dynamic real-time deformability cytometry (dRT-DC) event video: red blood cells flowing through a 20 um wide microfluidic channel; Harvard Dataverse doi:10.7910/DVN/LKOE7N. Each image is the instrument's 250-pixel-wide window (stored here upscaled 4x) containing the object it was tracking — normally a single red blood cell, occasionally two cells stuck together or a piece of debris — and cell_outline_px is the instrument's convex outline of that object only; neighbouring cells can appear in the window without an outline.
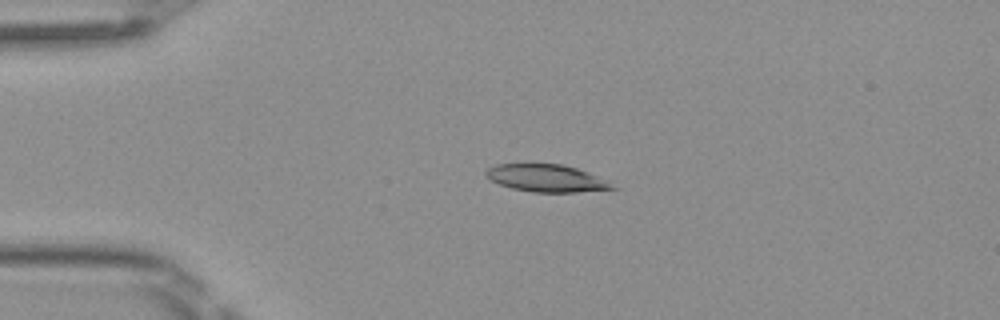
{"species": "Egyptian fruit bat (a non-hibernating species)", "species_latin": "Rousettus aegyptiacus", "temperature_condition": "room temperature", "stored_images_in_passage": 3, "camera_frame_rate_fps": 3000, "um_per_image_px": 0.085, "frame": {"image": 1, "passage_image": 2, "time_ms": 0.333, "image_size_px": [1000, 320], "cell_outline_px": [[620, 188], [576, 192], [532, 192], [512, 188], [488, 180], [484, 172], [488, 168], [496, 164], [560, 164], [576, 168], [588, 172], [608, 180]], "centroid_in_image_um": [46.46, 15.15], "position_along_channel_um": 38.5, "area_um2": 20.23}}